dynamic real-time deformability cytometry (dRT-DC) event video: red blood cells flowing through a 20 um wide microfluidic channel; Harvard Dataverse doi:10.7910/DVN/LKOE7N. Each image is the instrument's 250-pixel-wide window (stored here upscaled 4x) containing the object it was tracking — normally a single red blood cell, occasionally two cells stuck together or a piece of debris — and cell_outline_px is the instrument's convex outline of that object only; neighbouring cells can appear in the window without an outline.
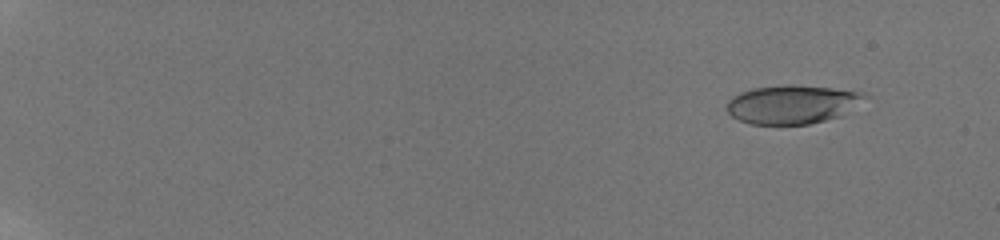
{"species": "human", "species_latin": "Homo sapiens", "temperature_condition": "room temperature", "stored_images_in_passage": 33, "camera_frame_rate_fps": 3000, "um_per_image_px": 0.085, "donor": {"sex": "male"}, "frame": {"image": 1, "passage_image": 4, "time_ms": 1.667, "image_size_px": [1000, 240], "cell_outline_px": [[872, 96], [840, 116], [808, 124], [752, 124], [740, 120], [732, 116], [728, 112], [728, 100], [732, 96], [740, 92], [752, 88], [784, 84], [792, 84], [832, 88], [864, 92]], "centroid_in_image_um": [67.38, 8.85], "position_along_channel_um": 17.6, "area_um2": 31.21}}
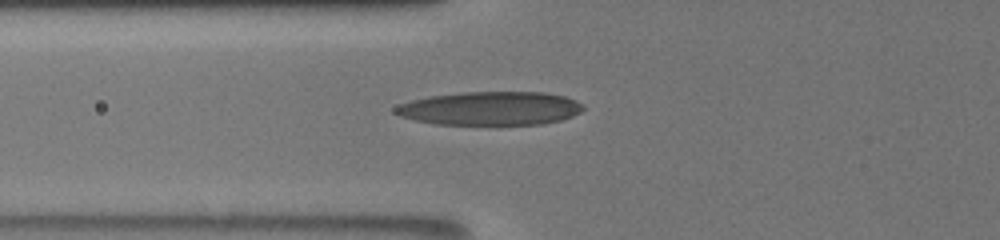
{"frame": {"image": 2, "passage_image": 28, "time_ms": 8.333, "image_size_px": [1000, 240], "cell_outline_px": [[584, 108], [580, 112], [572, 116], [560, 120], [540, 124], [436, 124], [416, 120], [400, 116], [396, 112], [396, 108], [400, 104], [412, 100], [428, 96], [464, 92], [544, 92], [564, 96], [576, 100], [584, 104]], "centroid_in_image_um": [41.72, 9.2], "position_along_channel_um": 84.1, "area_um2": 36.53}}
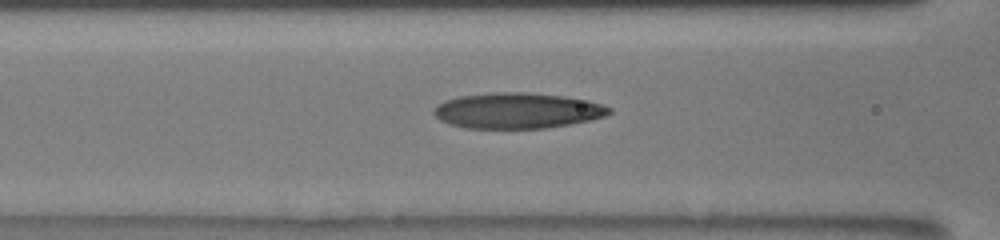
{"frame": {"image": 3, "passage_image": 31, "time_ms": 9.333, "image_size_px": [1000, 240], "cell_outline_px": [[612, 112], [604, 116], [592, 120], [544, 128], [464, 128], [448, 124], [440, 120], [432, 112], [436, 104], [444, 100], [460, 96], [496, 92], [524, 92], [564, 96], [588, 100], [612, 108]], "centroid_in_image_um": [43.94, 9.4], "position_along_channel_um": 122.7, "area_um2": 36.53}}